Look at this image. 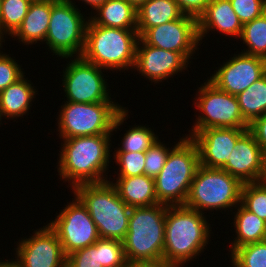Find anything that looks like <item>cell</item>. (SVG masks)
Returning <instances> with one entry per match:
<instances>
[{"mask_svg":"<svg viewBox=\"0 0 266 267\" xmlns=\"http://www.w3.org/2000/svg\"><path fill=\"white\" fill-rule=\"evenodd\" d=\"M52 11V0L32 1L27 15L21 25L11 35L18 38L24 45L36 44L45 41L50 16ZM21 39V40H20Z\"/></svg>","mask_w":266,"mask_h":267,"instance_id":"ffe728a7","label":"cell"},{"mask_svg":"<svg viewBox=\"0 0 266 267\" xmlns=\"http://www.w3.org/2000/svg\"><path fill=\"white\" fill-rule=\"evenodd\" d=\"M167 205L131 207L123 245L131 263H163Z\"/></svg>","mask_w":266,"mask_h":267,"instance_id":"3957f363","label":"cell"},{"mask_svg":"<svg viewBox=\"0 0 266 267\" xmlns=\"http://www.w3.org/2000/svg\"><path fill=\"white\" fill-rule=\"evenodd\" d=\"M264 182H266V156H265V173H264V177L262 179Z\"/></svg>","mask_w":266,"mask_h":267,"instance_id":"f6af8a7d","label":"cell"},{"mask_svg":"<svg viewBox=\"0 0 266 267\" xmlns=\"http://www.w3.org/2000/svg\"><path fill=\"white\" fill-rule=\"evenodd\" d=\"M112 184L122 201L129 207H150L158 203L155 180L145 174L131 177H117Z\"/></svg>","mask_w":266,"mask_h":267,"instance_id":"44dd1931","label":"cell"},{"mask_svg":"<svg viewBox=\"0 0 266 267\" xmlns=\"http://www.w3.org/2000/svg\"><path fill=\"white\" fill-rule=\"evenodd\" d=\"M128 267H173L165 263H131Z\"/></svg>","mask_w":266,"mask_h":267,"instance_id":"ab89813d","label":"cell"},{"mask_svg":"<svg viewBox=\"0 0 266 267\" xmlns=\"http://www.w3.org/2000/svg\"><path fill=\"white\" fill-rule=\"evenodd\" d=\"M25 76L0 92V110L3 117L17 119L27 114L32 106L37 91Z\"/></svg>","mask_w":266,"mask_h":267,"instance_id":"7402d4cb","label":"cell"},{"mask_svg":"<svg viewBox=\"0 0 266 267\" xmlns=\"http://www.w3.org/2000/svg\"><path fill=\"white\" fill-rule=\"evenodd\" d=\"M237 208V211L233 212L236 237L230 244L231 253L242 245L266 240V222L247 210L241 203Z\"/></svg>","mask_w":266,"mask_h":267,"instance_id":"d4e9b609","label":"cell"},{"mask_svg":"<svg viewBox=\"0 0 266 267\" xmlns=\"http://www.w3.org/2000/svg\"><path fill=\"white\" fill-rule=\"evenodd\" d=\"M127 108L116 102L74 103L61 106L58 131L62 139L112 134L128 117Z\"/></svg>","mask_w":266,"mask_h":267,"instance_id":"8992f818","label":"cell"},{"mask_svg":"<svg viewBox=\"0 0 266 267\" xmlns=\"http://www.w3.org/2000/svg\"><path fill=\"white\" fill-rule=\"evenodd\" d=\"M240 112L250 125L266 114V73L236 96Z\"/></svg>","mask_w":266,"mask_h":267,"instance_id":"484cf974","label":"cell"},{"mask_svg":"<svg viewBox=\"0 0 266 267\" xmlns=\"http://www.w3.org/2000/svg\"><path fill=\"white\" fill-rule=\"evenodd\" d=\"M194 98L200 116L196 118L191 132L208 128H249L244 120L236 96L215 86L209 78L199 87Z\"/></svg>","mask_w":266,"mask_h":267,"instance_id":"30bf717a","label":"cell"},{"mask_svg":"<svg viewBox=\"0 0 266 267\" xmlns=\"http://www.w3.org/2000/svg\"><path fill=\"white\" fill-rule=\"evenodd\" d=\"M255 137L256 142L260 145L266 156V114L255 119L248 129Z\"/></svg>","mask_w":266,"mask_h":267,"instance_id":"f35d334b","label":"cell"},{"mask_svg":"<svg viewBox=\"0 0 266 267\" xmlns=\"http://www.w3.org/2000/svg\"><path fill=\"white\" fill-rule=\"evenodd\" d=\"M115 163L119 165L118 177L145 174V152H113Z\"/></svg>","mask_w":266,"mask_h":267,"instance_id":"1f68e13d","label":"cell"},{"mask_svg":"<svg viewBox=\"0 0 266 267\" xmlns=\"http://www.w3.org/2000/svg\"><path fill=\"white\" fill-rule=\"evenodd\" d=\"M3 38V39H2ZM5 41V39H4V34L0 31V50H1V48H2V42H4ZM2 52L0 51V54H1Z\"/></svg>","mask_w":266,"mask_h":267,"instance_id":"ee69618b","label":"cell"},{"mask_svg":"<svg viewBox=\"0 0 266 267\" xmlns=\"http://www.w3.org/2000/svg\"><path fill=\"white\" fill-rule=\"evenodd\" d=\"M199 41L213 30L225 36L240 37L242 23L232 8L230 0H211L197 19Z\"/></svg>","mask_w":266,"mask_h":267,"instance_id":"d6986e66","label":"cell"},{"mask_svg":"<svg viewBox=\"0 0 266 267\" xmlns=\"http://www.w3.org/2000/svg\"><path fill=\"white\" fill-rule=\"evenodd\" d=\"M17 245L14 262L19 267H66L67 256L49 224L36 229L34 235L21 239Z\"/></svg>","mask_w":266,"mask_h":267,"instance_id":"5bb4252c","label":"cell"},{"mask_svg":"<svg viewBox=\"0 0 266 267\" xmlns=\"http://www.w3.org/2000/svg\"><path fill=\"white\" fill-rule=\"evenodd\" d=\"M170 148L166 144H162L157 139L153 145L145 152V175L154 178L161 172L166 158L170 152Z\"/></svg>","mask_w":266,"mask_h":267,"instance_id":"e575fe53","label":"cell"},{"mask_svg":"<svg viewBox=\"0 0 266 267\" xmlns=\"http://www.w3.org/2000/svg\"><path fill=\"white\" fill-rule=\"evenodd\" d=\"M21 66L9 54H0V92L24 76Z\"/></svg>","mask_w":266,"mask_h":267,"instance_id":"8d00e7d4","label":"cell"},{"mask_svg":"<svg viewBox=\"0 0 266 267\" xmlns=\"http://www.w3.org/2000/svg\"><path fill=\"white\" fill-rule=\"evenodd\" d=\"M73 197V201L48 223L56 232L66 256L93 245L100 238L87 208L76 195Z\"/></svg>","mask_w":266,"mask_h":267,"instance_id":"7c38bea8","label":"cell"},{"mask_svg":"<svg viewBox=\"0 0 266 267\" xmlns=\"http://www.w3.org/2000/svg\"><path fill=\"white\" fill-rule=\"evenodd\" d=\"M266 73L264 58L243 53L234 54L218 67L210 81L219 89L237 96Z\"/></svg>","mask_w":266,"mask_h":267,"instance_id":"9a60e30c","label":"cell"},{"mask_svg":"<svg viewBox=\"0 0 266 267\" xmlns=\"http://www.w3.org/2000/svg\"><path fill=\"white\" fill-rule=\"evenodd\" d=\"M238 39L243 40V44L248 46L243 53L266 60V12L251 22L244 24Z\"/></svg>","mask_w":266,"mask_h":267,"instance_id":"4316f807","label":"cell"},{"mask_svg":"<svg viewBox=\"0 0 266 267\" xmlns=\"http://www.w3.org/2000/svg\"><path fill=\"white\" fill-rule=\"evenodd\" d=\"M91 6L92 10H96L99 6L104 4L107 0H80Z\"/></svg>","mask_w":266,"mask_h":267,"instance_id":"60d3db41","label":"cell"},{"mask_svg":"<svg viewBox=\"0 0 266 267\" xmlns=\"http://www.w3.org/2000/svg\"><path fill=\"white\" fill-rule=\"evenodd\" d=\"M139 38L145 44L179 52L188 61L200 45L197 18L186 14L180 19L147 29Z\"/></svg>","mask_w":266,"mask_h":267,"instance_id":"4fadbf2b","label":"cell"},{"mask_svg":"<svg viewBox=\"0 0 266 267\" xmlns=\"http://www.w3.org/2000/svg\"><path fill=\"white\" fill-rule=\"evenodd\" d=\"M73 194L87 208L100 238L124 240L131 207L122 201L110 179L101 183L76 185Z\"/></svg>","mask_w":266,"mask_h":267,"instance_id":"5b68a950","label":"cell"},{"mask_svg":"<svg viewBox=\"0 0 266 267\" xmlns=\"http://www.w3.org/2000/svg\"><path fill=\"white\" fill-rule=\"evenodd\" d=\"M95 11L89 16L95 25L137 30V9L125 0H107Z\"/></svg>","mask_w":266,"mask_h":267,"instance_id":"603a6c76","label":"cell"},{"mask_svg":"<svg viewBox=\"0 0 266 267\" xmlns=\"http://www.w3.org/2000/svg\"><path fill=\"white\" fill-rule=\"evenodd\" d=\"M230 257L233 267H266V240L242 245Z\"/></svg>","mask_w":266,"mask_h":267,"instance_id":"f1b7e54d","label":"cell"},{"mask_svg":"<svg viewBox=\"0 0 266 267\" xmlns=\"http://www.w3.org/2000/svg\"><path fill=\"white\" fill-rule=\"evenodd\" d=\"M157 139L158 136L155 135L151 128L138 125V127H132L126 131L121 141L122 145L114 151L146 152Z\"/></svg>","mask_w":266,"mask_h":267,"instance_id":"4dcf8cb0","label":"cell"},{"mask_svg":"<svg viewBox=\"0 0 266 267\" xmlns=\"http://www.w3.org/2000/svg\"><path fill=\"white\" fill-rule=\"evenodd\" d=\"M72 0H52L45 43L57 57H81L86 37V20Z\"/></svg>","mask_w":266,"mask_h":267,"instance_id":"9c48e42d","label":"cell"},{"mask_svg":"<svg viewBox=\"0 0 266 267\" xmlns=\"http://www.w3.org/2000/svg\"><path fill=\"white\" fill-rule=\"evenodd\" d=\"M31 0H1L0 31L12 35L27 15Z\"/></svg>","mask_w":266,"mask_h":267,"instance_id":"83f0119b","label":"cell"},{"mask_svg":"<svg viewBox=\"0 0 266 267\" xmlns=\"http://www.w3.org/2000/svg\"><path fill=\"white\" fill-rule=\"evenodd\" d=\"M243 183L227 171L202 165L196 170L185 206L200 213L231 209L241 203ZM237 205V206H236Z\"/></svg>","mask_w":266,"mask_h":267,"instance_id":"ba28073f","label":"cell"},{"mask_svg":"<svg viewBox=\"0 0 266 267\" xmlns=\"http://www.w3.org/2000/svg\"><path fill=\"white\" fill-rule=\"evenodd\" d=\"M138 40L137 30L95 25L89 19L81 57L104 70L127 71L133 69Z\"/></svg>","mask_w":266,"mask_h":267,"instance_id":"277c9868","label":"cell"},{"mask_svg":"<svg viewBox=\"0 0 266 267\" xmlns=\"http://www.w3.org/2000/svg\"><path fill=\"white\" fill-rule=\"evenodd\" d=\"M249 128H208L199 132H190V137L197 145L200 165L222 169L229 161L238 139Z\"/></svg>","mask_w":266,"mask_h":267,"instance_id":"2e32d148","label":"cell"},{"mask_svg":"<svg viewBox=\"0 0 266 267\" xmlns=\"http://www.w3.org/2000/svg\"><path fill=\"white\" fill-rule=\"evenodd\" d=\"M2 117H3V115H2V112H1V110H0V124H2L1 122V120H2Z\"/></svg>","mask_w":266,"mask_h":267,"instance_id":"bcb514c9","label":"cell"},{"mask_svg":"<svg viewBox=\"0 0 266 267\" xmlns=\"http://www.w3.org/2000/svg\"><path fill=\"white\" fill-rule=\"evenodd\" d=\"M188 65L189 61L181 53L145 44L139 38L133 69L148 78L151 83L167 80L185 70Z\"/></svg>","mask_w":266,"mask_h":267,"instance_id":"e0dca14e","label":"cell"},{"mask_svg":"<svg viewBox=\"0 0 266 267\" xmlns=\"http://www.w3.org/2000/svg\"><path fill=\"white\" fill-rule=\"evenodd\" d=\"M0 267H19L14 261L7 260L6 261H1L0 260Z\"/></svg>","mask_w":266,"mask_h":267,"instance_id":"b9f144b4","label":"cell"},{"mask_svg":"<svg viewBox=\"0 0 266 267\" xmlns=\"http://www.w3.org/2000/svg\"><path fill=\"white\" fill-rule=\"evenodd\" d=\"M181 11L186 14L193 16L198 19V17L204 12L206 6L211 2V0H175Z\"/></svg>","mask_w":266,"mask_h":267,"instance_id":"74e56055","label":"cell"},{"mask_svg":"<svg viewBox=\"0 0 266 267\" xmlns=\"http://www.w3.org/2000/svg\"><path fill=\"white\" fill-rule=\"evenodd\" d=\"M133 5L136 9H138L142 4H144L147 0H125Z\"/></svg>","mask_w":266,"mask_h":267,"instance_id":"7bdbcfd3","label":"cell"},{"mask_svg":"<svg viewBox=\"0 0 266 267\" xmlns=\"http://www.w3.org/2000/svg\"><path fill=\"white\" fill-rule=\"evenodd\" d=\"M183 15L175 0H147L137 9L139 37L147 29L180 19Z\"/></svg>","mask_w":266,"mask_h":267,"instance_id":"cb8c5ba5","label":"cell"},{"mask_svg":"<svg viewBox=\"0 0 266 267\" xmlns=\"http://www.w3.org/2000/svg\"><path fill=\"white\" fill-rule=\"evenodd\" d=\"M111 135L99 134L62 139L64 143H61L62 149L59 151L61 154L57 165L59 179L69 181L72 189L79 184L108 181V175L105 173L111 162Z\"/></svg>","mask_w":266,"mask_h":267,"instance_id":"6da1fadb","label":"cell"},{"mask_svg":"<svg viewBox=\"0 0 266 267\" xmlns=\"http://www.w3.org/2000/svg\"><path fill=\"white\" fill-rule=\"evenodd\" d=\"M72 57L63 70L62 85L68 102H113L103 69L82 57ZM108 89V90H107Z\"/></svg>","mask_w":266,"mask_h":267,"instance_id":"8fae6325","label":"cell"},{"mask_svg":"<svg viewBox=\"0 0 266 267\" xmlns=\"http://www.w3.org/2000/svg\"><path fill=\"white\" fill-rule=\"evenodd\" d=\"M199 165L196 143L190 137H182L170 150L161 172L154 179L158 203L184 205Z\"/></svg>","mask_w":266,"mask_h":267,"instance_id":"52a82bcc","label":"cell"},{"mask_svg":"<svg viewBox=\"0 0 266 267\" xmlns=\"http://www.w3.org/2000/svg\"><path fill=\"white\" fill-rule=\"evenodd\" d=\"M242 183L261 181L265 173V155L254 135L247 130L237 141L228 163L222 168Z\"/></svg>","mask_w":266,"mask_h":267,"instance_id":"ac0fdd59","label":"cell"},{"mask_svg":"<svg viewBox=\"0 0 266 267\" xmlns=\"http://www.w3.org/2000/svg\"><path fill=\"white\" fill-rule=\"evenodd\" d=\"M230 2L242 25L266 12V0H230Z\"/></svg>","mask_w":266,"mask_h":267,"instance_id":"d590c367","label":"cell"},{"mask_svg":"<svg viewBox=\"0 0 266 267\" xmlns=\"http://www.w3.org/2000/svg\"><path fill=\"white\" fill-rule=\"evenodd\" d=\"M100 257L103 267H128L122 241L100 238Z\"/></svg>","mask_w":266,"mask_h":267,"instance_id":"d6a6232c","label":"cell"},{"mask_svg":"<svg viewBox=\"0 0 266 267\" xmlns=\"http://www.w3.org/2000/svg\"><path fill=\"white\" fill-rule=\"evenodd\" d=\"M204 215L185 205L167 207L163 263L182 267L206 249L212 230Z\"/></svg>","mask_w":266,"mask_h":267,"instance_id":"7a4b0ae2","label":"cell"},{"mask_svg":"<svg viewBox=\"0 0 266 267\" xmlns=\"http://www.w3.org/2000/svg\"><path fill=\"white\" fill-rule=\"evenodd\" d=\"M241 204L266 222V182L243 183Z\"/></svg>","mask_w":266,"mask_h":267,"instance_id":"f546056e","label":"cell"},{"mask_svg":"<svg viewBox=\"0 0 266 267\" xmlns=\"http://www.w3.org/2000/svg\"><path fill=\"white\" fill-rule=\"evenodd\" d=\"M100 257V238L88 247L67 256L66 267H103Z\"/></svg>","mask_w":266,"mask_h":267,"instance_id":"836d02e7","label":"cell"}]
</instances>
